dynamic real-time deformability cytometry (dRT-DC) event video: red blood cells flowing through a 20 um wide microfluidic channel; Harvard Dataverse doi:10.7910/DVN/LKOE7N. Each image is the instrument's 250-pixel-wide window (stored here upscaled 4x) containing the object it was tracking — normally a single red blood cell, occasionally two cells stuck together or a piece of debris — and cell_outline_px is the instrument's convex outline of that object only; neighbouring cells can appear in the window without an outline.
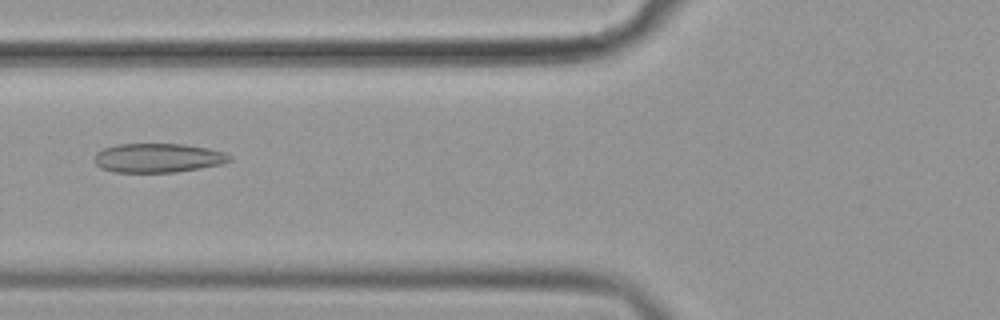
{"species": "common noctule bat (a hibernating species)", "species_latin": "Nyctalus noctula", "temperature_condition": "cold", "stored_images_in_passage": 56, "camera_frame_rate_fps": 3000, "um_per_image_px": 0.085, "animal": {"sex": "female", "body_mass_g": 19.9}, "frame": {"image": 1, "passage_image": 22, "time_ms": 7.0, "image_size_px": [1000, 320], "cell_outline_px": [[232, 160], [220, 164], [200, 168], [176, 172], [112, 172], [100, 168], [96, 164], [92, 156], [96, 152], [104, 148], [116, 144], [184, 144], [208, 148], [224, 152], [232, 156]], "centroid_in_image_um": [13.39, 13.42], "position_along_channel_um": 112.4, "area_um2": 23.12}}
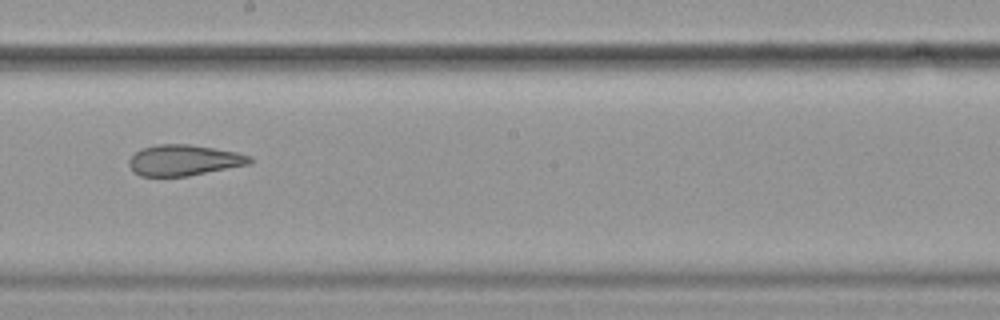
{"frame": {"image": 2, "passage_image": 32, "time_ms": 10.333, "image_size_px": [1000, 320], "cell_outline_px": [[252, 164], [188, 176], [140, 176], [132, 172], [128, 164], [128, 160], [136, 152], [144, 148], [156, 144], [188, 144], [236, 152], [252, 156]], "centroid_in_image_um": [15.64, 13.63], "position_along_channel_um": 232.6, "area_um2": 21.79}}
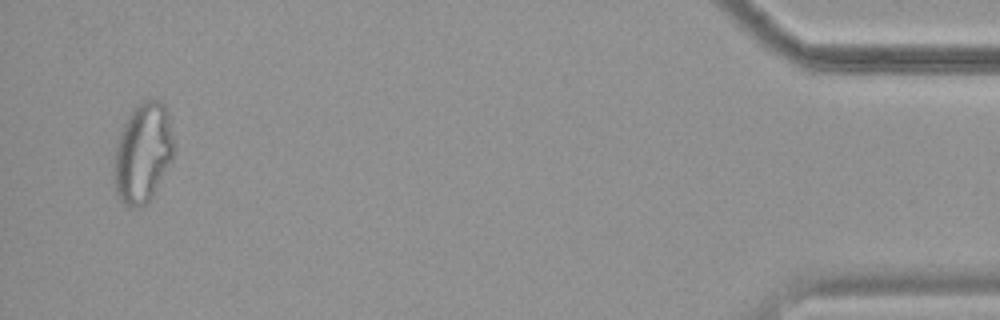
{"frame": {"image": 3, "passage_image": 54, "time_ms": 17.667, "image_size_px": [1000, 320], "cell_outline_px": [[172, 160], [152, 196], [140, 208], [128, 208], [120, 200], [116, 192], [116, 148], [120, 132], [128, 116], [136, 104], [144, 100], [160, 100], [164, 104], [168, 112], [172, 136]], "centroid_in_image_um": [12.16, 12.99], "position_along_channel_um": 423.0, "area_um2": 34.04}, "authors_computed_cell_mechanics": {"area_um2": 26.6169, "velocity_mm_per_s": 3.6105, "shape_relaxation_time_tau1_ms": null, "shape_relaxation_time_tau2_ms": 2.7738, "deformation_change_tau1": null, "deformation_change_tau2": 0.1033}}